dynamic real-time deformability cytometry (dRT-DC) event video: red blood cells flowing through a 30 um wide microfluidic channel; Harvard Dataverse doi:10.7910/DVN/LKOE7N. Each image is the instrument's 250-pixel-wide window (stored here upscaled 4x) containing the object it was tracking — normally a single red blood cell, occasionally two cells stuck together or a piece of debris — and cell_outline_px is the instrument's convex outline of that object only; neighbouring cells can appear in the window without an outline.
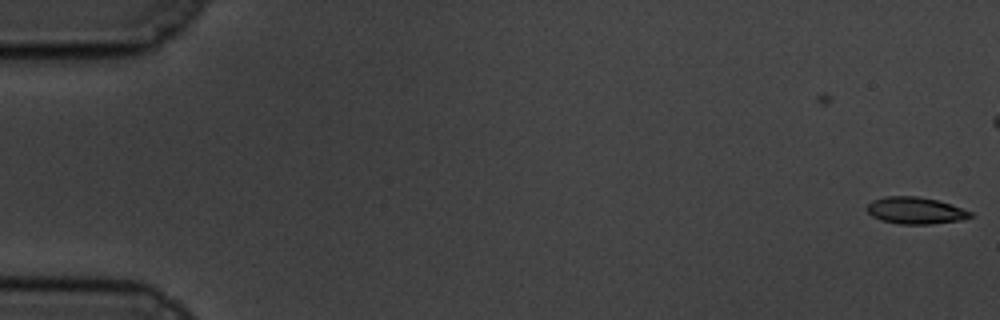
{"species": "common noctule bat (a hibernating species)", "species_latin": "Nyctalus noctula", "temperature_condition": "cold", "stored_images_in_passage": 52, "camera_frame_rate_fps": 3000, "um_per_image_px": 0.085, "animal": {"sex": "male", "body_mass_g": 19.5, "forearm_length_mm": 54.6}, "frame": {"image": 1, "passage_image": 1, "time_ms": 0.0, "image_size_px": [1000, 320], "cell_outline_px": [[972, 216], [960, 220], [932, 224], [900, 224], [880, 220], [872, 216], [864, 208], [872, 200], [884, 196], [916, 196], [936, 200], [972, 212]], "centroid_in_image_um": [77.74, 17.9], "position_along_channel_um": 7.3, "area_um2": 16.07}}
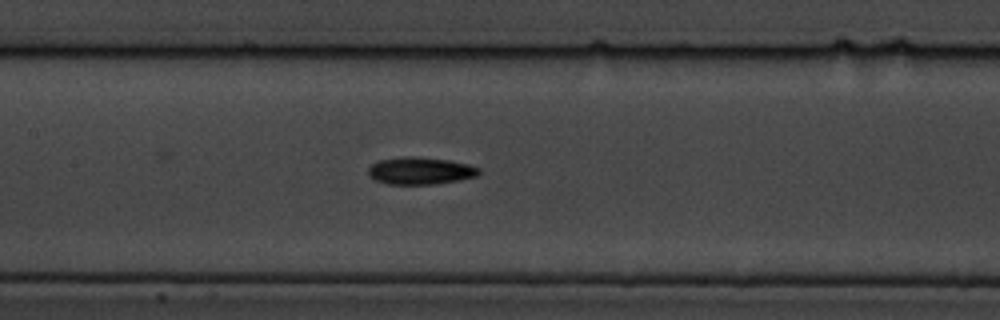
{"frame": {"image": 2, "passage_image": 28, "time_ms": 9.0, "image_size_px": [1000, 320], "cell_outline_px": [[480, 172], [476, 176], [460, 180], [436, 184], [388, 184], [376, 180], [368, 176], [368, 168], [372, 164], [380, 160], [404, 156], [416, 156], [448, 160], [468, 164], [480, 168]], "centroid_in_image_um": [35.72, 14.51], "position_along_channel_um": 171.7, "area_um2": 17.63}}
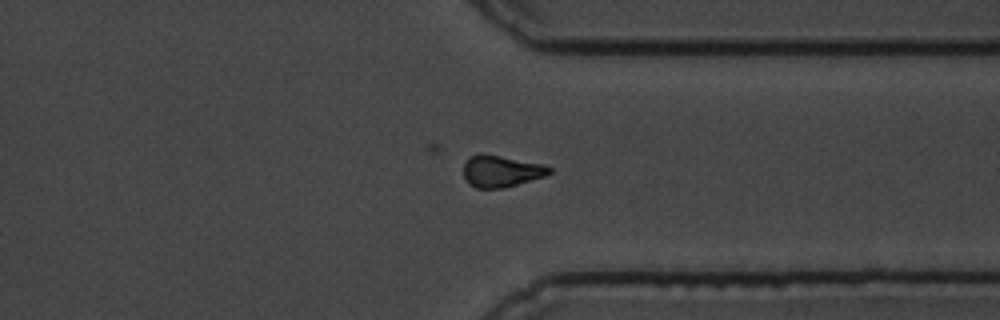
{"frame": {"image": 3, "passage_image": 45, "time_ms": 14.667, "image_size_px": [1000, 320], "cell_outline_px": [[552, 172], [544, 176], [504, 188], [476, 188], [468, 184], [464, 176], [464, 164], [468, 156], [480, 152], [544, 164], [552, 168]], "centroid_in_image_um": [42.57, 14.53], "position_along_channel_um": 368.8, "area_um2": 16.01}, "authors_computed_cell_mechanics": {"area_um2": 16.7909, "velocity_mm_per_s": 3.483, "shape_relaxation_time_tau1_ms": 2.8387, "shape_relaxation_time_tau2_ms": null, "deformation_change_tau1": 0.1493, "deformation_change_tau2": null}}